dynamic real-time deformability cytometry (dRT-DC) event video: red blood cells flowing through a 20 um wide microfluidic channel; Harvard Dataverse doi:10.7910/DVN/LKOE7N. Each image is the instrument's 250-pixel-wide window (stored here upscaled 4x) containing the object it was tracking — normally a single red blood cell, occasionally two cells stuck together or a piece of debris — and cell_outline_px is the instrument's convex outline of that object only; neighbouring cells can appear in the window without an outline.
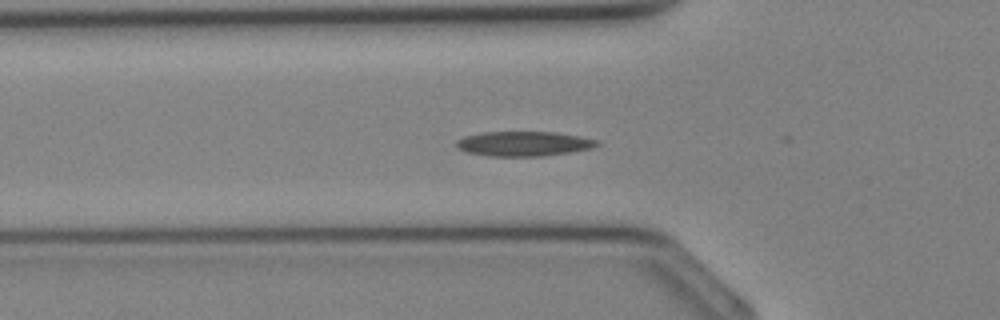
{"species": "Egyptian fruit bat (a non-hibernating species)", "species_latin": "Rousettus aegyptiacus", "temperature_condition": "cold", "stored_images_in_passage": 16, "camera_frame_rate_fps": 3000, "um_per_image_px": 0.085, "animal": {"sex": "female"}, "frame": {"image": 1, "passage_image": 2, "time_ms": 0.333, "image_size_px": [1000, 320], "cell_outline_px": [[600, 144], [592, 148], [544, 156], [488, 156], [468, 152], [460, 148], [456, 144], [456, 140], [464, 136], [484, 132], [556, 132], [600, 140]], "centroid_in_image_um": [44.54, 12.21], "position_along_channel_um": 81.3, "area_um2": 20.17}}
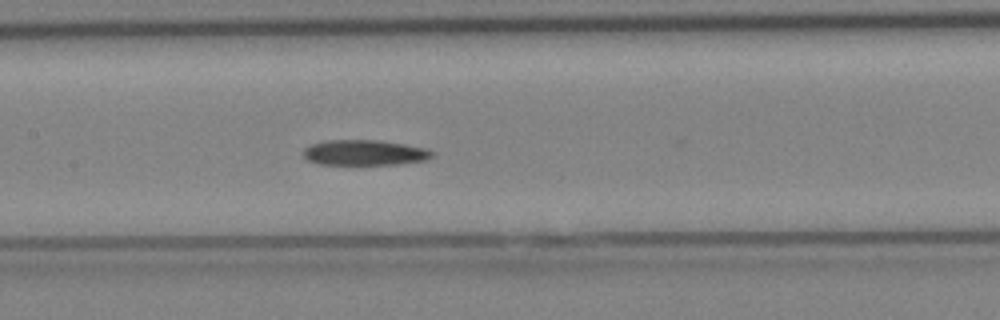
{"frame": {"image": 2, "passage_image": 7, "time_ms": 2.0, "image_size_px": [1000, 320], "cell_outline_px": [[436, 152], [432, 156], [424, 160], [396, 164], [320, 164], [308, 160], [304, 156], [304, 148], [312, 144], [328, 140], [376, 140], [404, 144], [428, 148]], "centroid_in_image_um": [31.01, 12.97], "position_along_channel_um": 176.4, "area_um2": 18.9}}
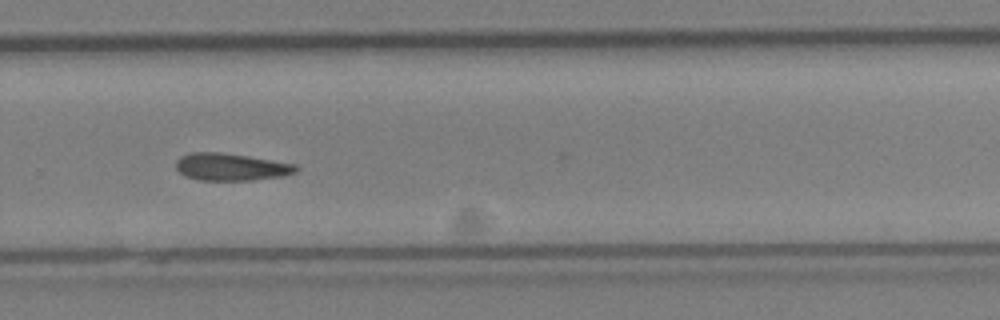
{"frame": {"image": 3, "passage_image": 14, "time_ms": 4.333, "image_size_px": [1000, 320], "cell_outline_px": [[300, 168], [296, 172], [280, 176], [252, 180], [196, 180], [184, 176], [176, 168], [176, 160], [180, 156], [192, 152], [224, 152], [296, 164]], "centroid_in_image_um": [19.61, 14.18], "position_along_channel_um": 310.2, "area_um2": 19.19}}